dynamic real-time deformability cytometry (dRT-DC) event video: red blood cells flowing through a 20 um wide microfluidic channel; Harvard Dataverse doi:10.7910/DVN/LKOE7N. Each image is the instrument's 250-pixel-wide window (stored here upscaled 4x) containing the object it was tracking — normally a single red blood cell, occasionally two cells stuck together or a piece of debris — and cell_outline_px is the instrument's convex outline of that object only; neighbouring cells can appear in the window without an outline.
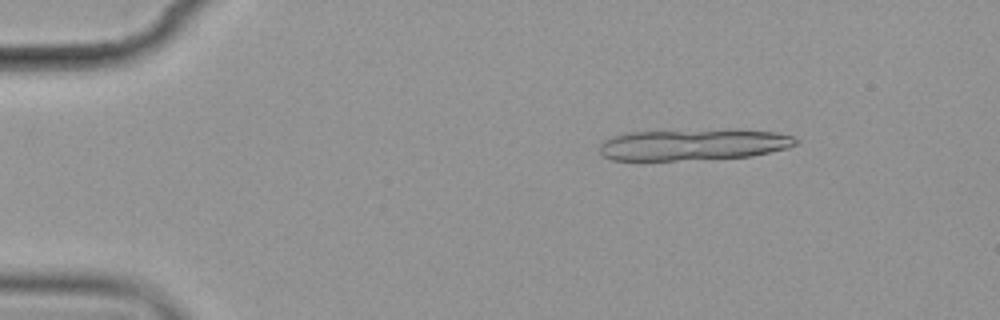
{"species": "common noctule bat (a hibernating species)", "species_latin": "Nyctalus noctula", "temperature_condition": "cold", "stored_images_in_passage": 6, "camera_frame_rate_fps": 3000, "um_per_image_px": 0.085, "animal": {"sex": "female", "body_mass_g": 19.9}, "frame": {"image": 1, "passage_image": 3, "time_ms": 2.333, "image_size_px": [1000, 320], "cell_outline_px": [[800, 140], [796, 144], [788, 148], [752, 156], [676, 160], [612, 160], [604, 156], [600, 152], [600, 144], [604, 140], [612, 136], [628, 132], [736, 128], [740, 128], [776, 132], [792, 136]], "centroid_in_image_um": [58.98, 12.26], "position_along_channel_um": 26.0, "area_um2": 36.41}}